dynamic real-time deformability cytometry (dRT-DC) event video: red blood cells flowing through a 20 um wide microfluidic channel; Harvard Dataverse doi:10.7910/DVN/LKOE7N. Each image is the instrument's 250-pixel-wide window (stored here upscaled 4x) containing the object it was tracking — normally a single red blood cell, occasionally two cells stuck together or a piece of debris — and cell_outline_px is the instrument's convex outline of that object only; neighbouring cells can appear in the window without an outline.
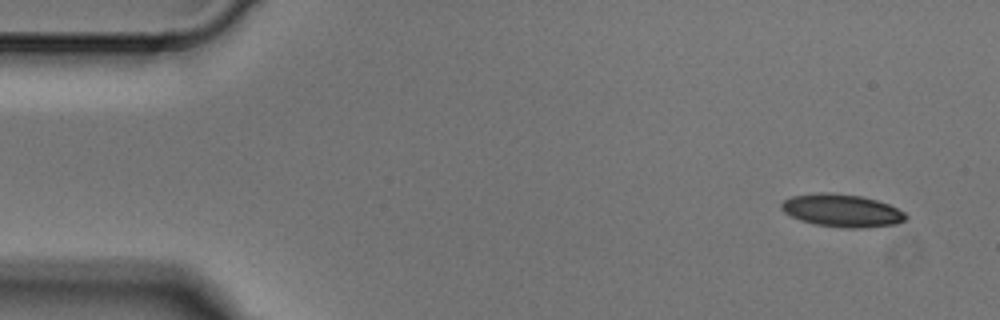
{"species": "Egyptian fruit bat (a non-hibernating species)", "species_latin": "Rousettus aegyptiacus", "temperature_condition": "cold", "stored_images_in_passage": 5, "camera_frame_rate_fps": 3000, "um_per_image_px": 0.085, "animal": {"sex": "male"}, "frame": {"image": 1, "passage_image": 1, "time_ms": 0.0, "image_size_px": [1000, 320], "cell_outline_px": [[908, 216], [904, 220], [896, 224], [860, 228], [848, 228], [816, 224], [800, 220], [784, 212], [780, 208], [780, 204], [784, 200], [792, 196], [820, 192], [828, 192], [864, 196], [888, 204], [904, 212]], "centroid_in_image_um": [71.55, 17.88], "position_along_channel_um": 13.4, "area_um2": 23.64}}
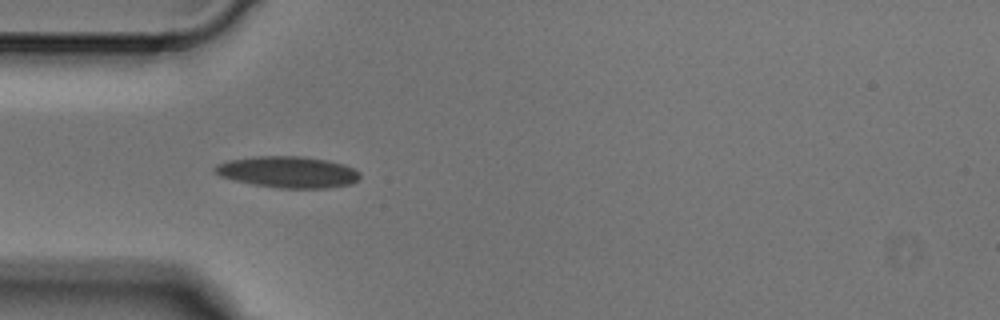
{"frame": {"image": 2, "passage_image": 4, "time_ms": 1.0, "image_size_px": [1000, 320], "cell_outline_px": [[360, 176], [352, 184], [328, 188], [280, 188], [252, 184], [220, 176], [212, 172], [212, 168], [216, 164], [228, 160], [256, 156], [304, 156], [328, 160], [344, 164], [356, 168], [360, 172]], "centroid_in_image_um": [24.48, 14.61], "position_along_channel_um": 60.5, "area_um2": 26.82}}
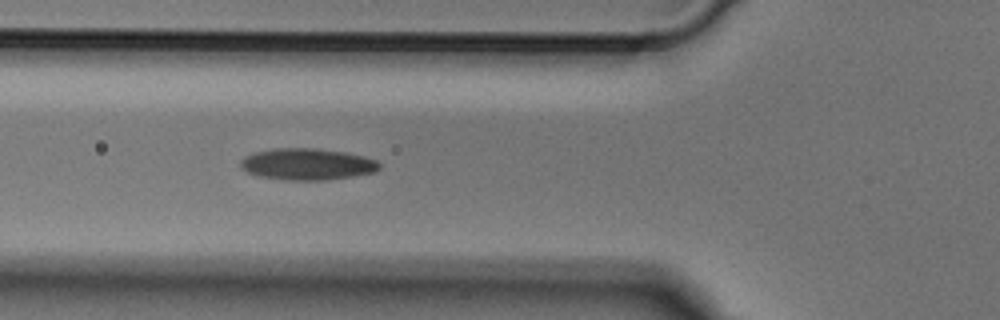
{"frame": {"image": 3, "passage_image": 5, "time_ms": 1.333, "image_size_px": [1000, 320], "cell_outline_px": [[380, 168], [372, 172], [352, 176], [324, 180], [288, 180], [260, 176], [244, 172], [240, 168], [240, 160], [244, 156], [252, 152], [272, 148], [316, 148], [344, 152], [364, 156], [376, 160], [380, 164]], "centroid_in_image_um": [26.04, 13.94], "position_along_channel_um": 99.8, "area_um2": 25.66}}